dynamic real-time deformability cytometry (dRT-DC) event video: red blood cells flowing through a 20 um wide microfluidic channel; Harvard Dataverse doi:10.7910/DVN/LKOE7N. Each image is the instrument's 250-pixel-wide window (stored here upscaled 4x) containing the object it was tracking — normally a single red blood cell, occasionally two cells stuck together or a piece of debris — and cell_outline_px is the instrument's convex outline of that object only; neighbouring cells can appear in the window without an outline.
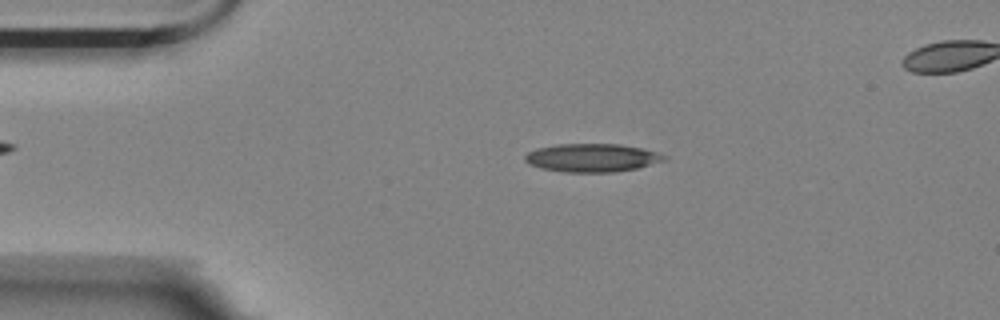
{"species": "Egyptian fruit bat (a non-hibernating species)", "species_latin": "Rousettus aegyptiacus", "temperature_condition": "room temperature", "stored_images_in_passage": 54, "camera_frame_rate_fps": 3000, "um_per_image_px": 0.085, "animal": {"sex": "female"}, "frame": {"image": 1, "passage_image": 11, "time_ms": 3.333, "image_size_px": [1000, 320], "cell_outline_px": [[668, 160], [636, 168], [616, 172], [564, 172], [540, 168], [528, 164], [524, 160], [524, 156], [528, 152], [536, 148], [556, 144], [620, 144], [660, 152], [668, 156]], "centroid_in_image_um": [50.33, 13.41], "position_along_channel_um": 34.7, "area_um2": 23.18}}
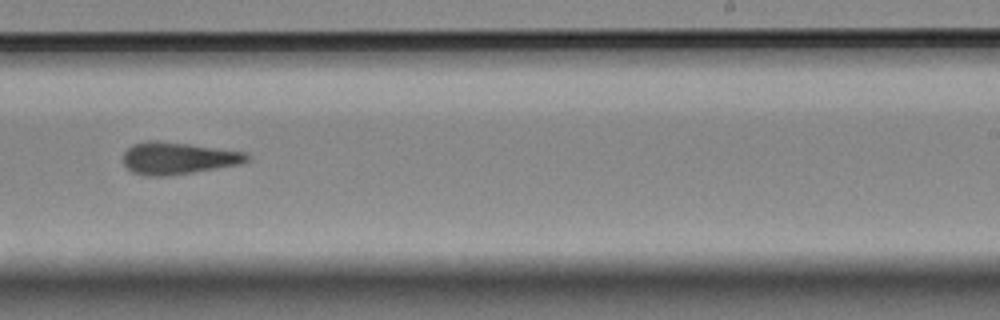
{"frame": {"image": 2, "passage_image": 34, "time_ms": 11.0, "image_size_px": [1000, 320], "cell_outline_px": [[252, 156], [248, 160], [240, 164], [168, 176], [148, 176], [132, 172], [124, 164], [124, 152], [132, 144], [148, 140], [156, 140], [188, 144], [244, 152]], "centroid_in_image_um": [15.11, 13.44], "position_along_channel_um": 273.9, "area_um2": 22.95}}
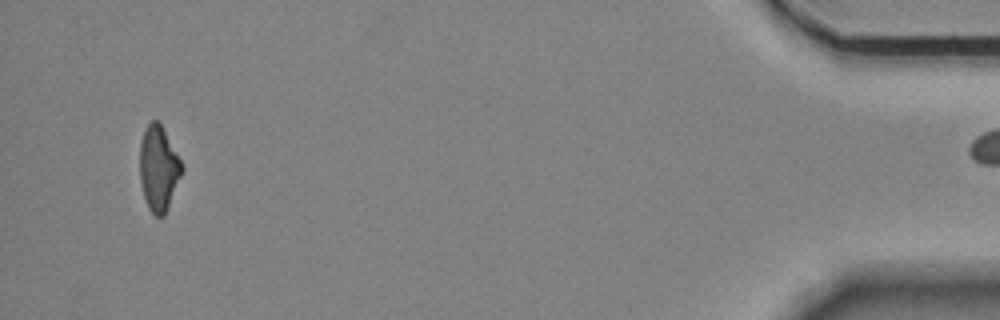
{"frame": {"image": 3, "passage_image": 53, "time_ms": 17.333, "image_size_px": [1000, 320], "cell_outline_px": [[184, 168], [164, 216], [156, 216], [148, 208], [144, 196], [140, 180], [140, 140], [144, 128], [152, 120], [160, 120], [184, 164]], "centroid_in_image_um": [13.49, 14.24], "position_along_channel_um": 421.7, "area_um2": 21.15}}